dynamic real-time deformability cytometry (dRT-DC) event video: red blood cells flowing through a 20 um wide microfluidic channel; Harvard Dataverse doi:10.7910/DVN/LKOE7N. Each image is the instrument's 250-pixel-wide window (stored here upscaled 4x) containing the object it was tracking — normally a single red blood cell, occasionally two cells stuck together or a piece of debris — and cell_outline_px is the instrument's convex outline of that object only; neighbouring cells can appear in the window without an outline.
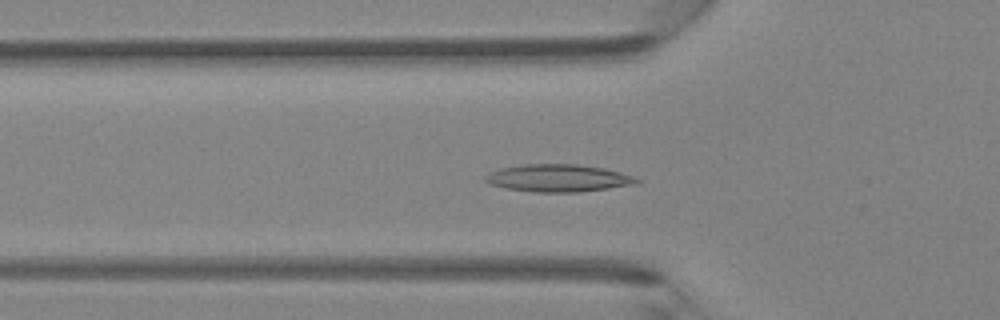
{"species": "Egyptian fruit bat (a non-hibernating species)", "species_latin": "Rousettus aegyptiacus", "temperature_condition": "room temperature", "stored_images_in_passage": 45, "camera_frame_rate_fps": 3000, "um_per_image_px": 0.085, "animal": {"sex": "female"}, "frame": {"image": 1, "passage_image": 15, "time_ms": 4.667, "image_size_px": [1000, 320], "cell_outline_px": [[640, 180], [636, 184], [580, 192], [536, 192], [508, 188], [488, 184], [484, 180], [484, 176], [488, 172], [500, 168], [524, 164], [576, 164], [604, 168], [636, 176]], "centroid_in_image_um": [47.44, 15.13], "position_along_channel_um": 78.4, "area_um2": 24.28}}
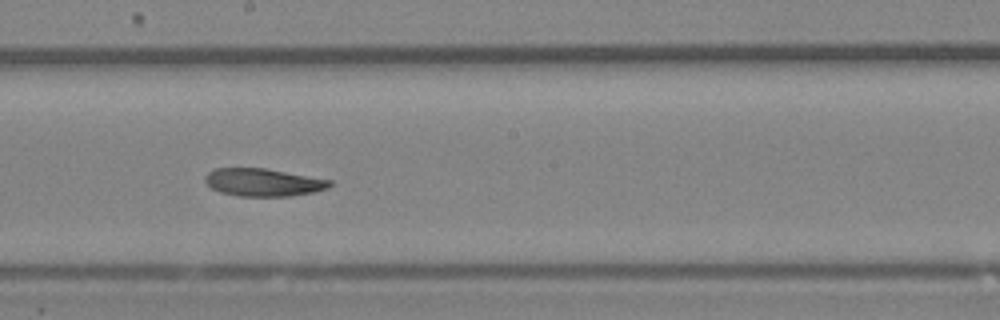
{"frame": {"image": 2, "passage_image": 25, "time_ms": 8.0, "image_size_px": [1000, 320], "cell_outline_px": [[332, 184], [328, 188], [312, 192], [288, 196], [240, 196], [220, 192], [212, 188], [204, 180], [204, 176], [208, 172], [216, 168], [264, 168], [332, 180]], "centroid_in_image_um": [22.36, 15.49], "position_along_channel_um": 225.8, "area_um2": 20.0}}
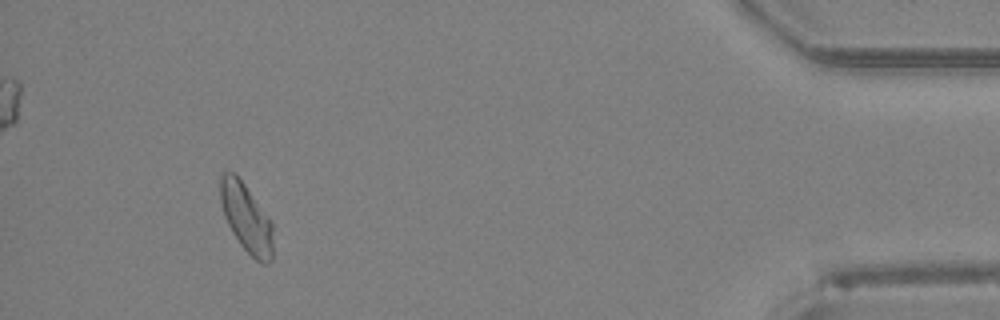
{"frame": {"image": 3, "passage_image": 42, "time_ms": 13.667, "image_size_px": [1000, 320], "cell_outline_px": [[272, 260], [268, 264], [264, 264], [256, 260], [240, 244], [232, 232], [224, 216], [220, 200], [220, 176], [224, 172], [232, 172], [244, 184], [272, 220]], "centroid_in_image_um": [20.94, 18.54], "position_along_channel_um": 414.3, "area_um2": 20.92}}